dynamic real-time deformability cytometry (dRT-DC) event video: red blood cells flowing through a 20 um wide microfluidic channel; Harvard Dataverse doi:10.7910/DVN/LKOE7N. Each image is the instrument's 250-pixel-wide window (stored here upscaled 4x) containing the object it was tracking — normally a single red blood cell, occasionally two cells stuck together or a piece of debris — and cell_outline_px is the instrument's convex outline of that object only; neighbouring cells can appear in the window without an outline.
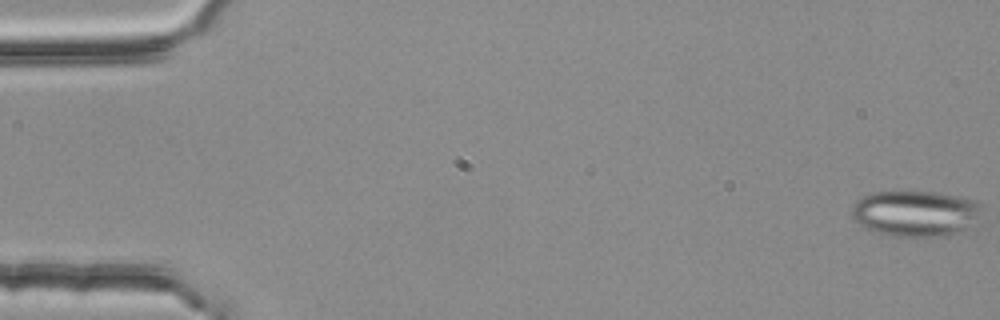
{"species": "common noctule bat (a hibernating species)", "species_latin": "Nyctalus noctula", "temperature_condition": "room temperature", "stored_images_in_passage": 4, "camera_frame_rate_fps": 3000, "um_per_image_px": 0.085, "animal": {"sex": "female", "body_mass_g": 25.1}, "frame": {"image": 1, "passage_image": 1, "time_ms": 0.0, "image_size_px": [1000, 320], "cell_outline_px": [[984, 204], [964, 228], [940, 236], [888, 236], [876, 232], [860, 224], [852, 216], [852, 208], [856, 200], [872, 192], [936, 192], [956, 196], [972, 200]], "centroid_in_image_um": [77.71, 18.12], "position_along_channel_um": 7.3, "area_um2": 33.7}}
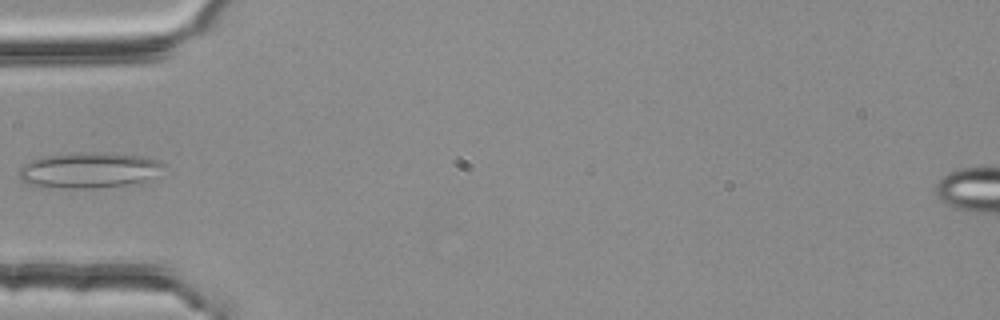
{"frame": {"image": 2, "passage_image": 4, "time_ms": 1.0, "image_size_px": [1000, 320], "cell_outline_px": [[164, 164], [152, 176], [144, 180], [124, 184], [92, 188], [48, 188], [32, 184], [20, 180], [16, 172], [24, 164], [40, 156], [84, 152], [104, 152], [140, 156], [160, 160]], "centroid_in_image_um": [7.45, 14.45], "position_along_channel_um": 77.6, "area_um2": 29.77}}